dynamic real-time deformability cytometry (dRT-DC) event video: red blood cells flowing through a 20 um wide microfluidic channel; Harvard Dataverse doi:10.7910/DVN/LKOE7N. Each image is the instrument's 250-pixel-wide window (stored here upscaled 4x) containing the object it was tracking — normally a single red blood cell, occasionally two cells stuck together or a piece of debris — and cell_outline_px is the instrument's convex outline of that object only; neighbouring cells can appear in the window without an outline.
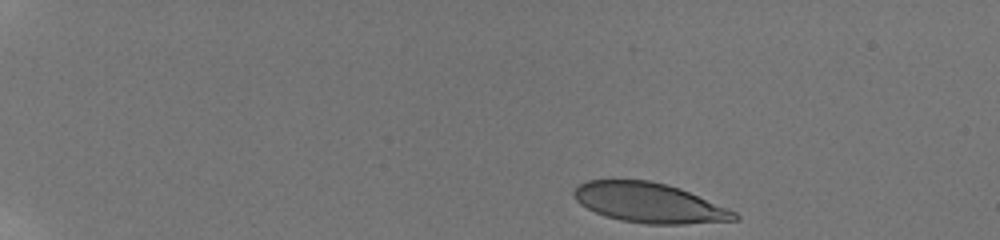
{"species": "human", "species_latin": "Homo sapiens", "temperature_condition": "room temperature", "stored_images_in_passage": 16, "camera_frame_rate_fps": 3000, "um_per_image_px": 0.085, "donor": {"sex": "male"}, "frame": {"image": 1, "passage_image": 1, "time_ms": 0.0, "image_size_px": [1000, 240], "cell_outline_px": [[740, 220], [684, 224], [644, 224], [620, 220], [604, 216], [580, 204], [576, 200], [572, 192], [580, 184], [588, 180], [648, 180], [668, 184], [680, 188], [728, 208], [736, 212], [740, 216]], "centroid_in_image_um": [55.21, 17.25], "position_along_channel_um": 29.8, "area_um2": 37.34}}
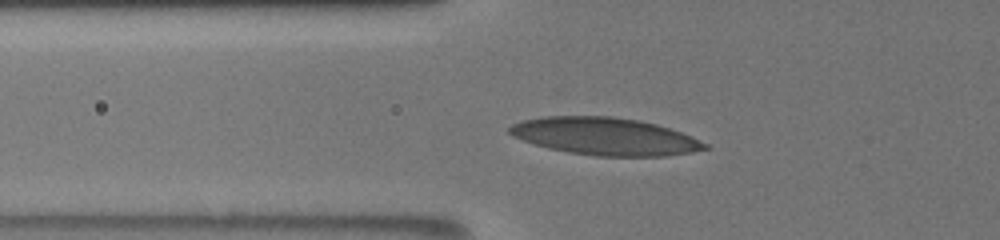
{"frame": {"image": 2, "passage_image": 9, "time_ms": 4.333, "image_size_px": [1000, 240], "cell_outline_px": [[712, 148], [692, 152], [668, 156], [596, 156], [568, 152], [548, 148], [532, 144], [512, 136], [508, 132], [508, 128], [512, 124], [520, 120], [544, 116], [612, 116], [640, 120], [656, 124], [692, 136], [708, 144]], "centroid_in_image_um": [51.41, 11.59], "position_along_channel_um": 74.4, "area_um2": 43.0}}
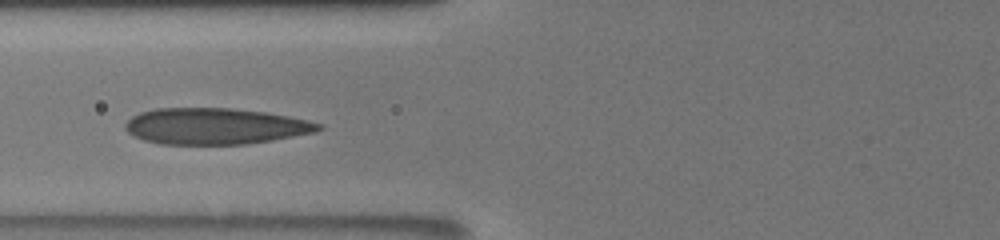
{"frame": {"image": 3, "passage_image": 12, "time_ms": 5.333, "image_size_px": [1000, 240], "cell_outline_px": [[324, 128], [316, 132], [272, 140], [244, 144], [160, 144], [144, 140], [128, 132], [124, 128], [124, 124], [132, 116], [140, 112], [156, 108], [232, 108], [268, 112], [308, 120], [324, 124]], "centroid_in_image_um": [18.32, 10.72], "position_along_channel_um": 107.5, "area_um2": 40.98}}